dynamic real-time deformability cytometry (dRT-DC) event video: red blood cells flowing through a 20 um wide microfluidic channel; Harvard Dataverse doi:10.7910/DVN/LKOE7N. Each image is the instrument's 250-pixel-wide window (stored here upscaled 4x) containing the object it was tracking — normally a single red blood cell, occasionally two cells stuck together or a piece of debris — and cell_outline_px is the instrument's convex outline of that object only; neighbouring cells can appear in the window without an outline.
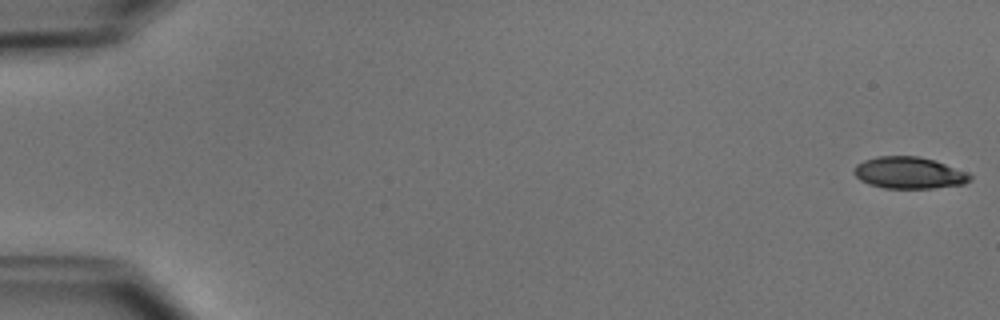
{"species": "common noctule bat (a hibernating species)", "species_latin": "Nyctalus noctula", "temperature_condition": "cold", "stored_images_in_passage": 52, "camera_frame_rate_fps": 3000, "um_per_image_px": 0.085, "animal": {"sex": "male", "body_mass_g": 15.6}, "frame": {"image": 1, "passage_image": 1, "time_ms": 0.0, "image_size_px": [1000, 320], "cell_outline_px": [[972, 180], [964, 184], [932, 188], [884, 188], [868, 184], [860, 180], [852, 172], [856, 164], [864, 160], [876, 156], [920, 156], [968, 172], [972, 176]], "centroid_in_image_um": [77.25, 14.69], "position_along_channel_um": 7.8, "area_um2": 21.5}}
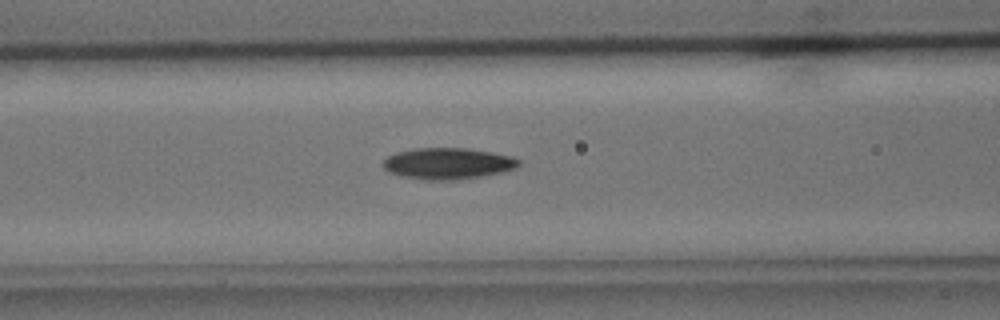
{"frame": {"image": 2, "passage_image": 22, "time_ms": 7.0, "image_size_px": [1000, 320], "cell_outline_px": [[520, 164], [516, 168], [504, 172], [484, 176], [456, 180], [424, 180], [400, 176], [388, 172], [384, 168], [384, 160], [388, 156], [396, 152], [412, 148], [468, 148], [492, 152], [512, 156], [520, 160]], "centroid_in_image_um": [38.08, 13.9], "position_along_channel_um": 128.5, "area_um2": 25.09}}
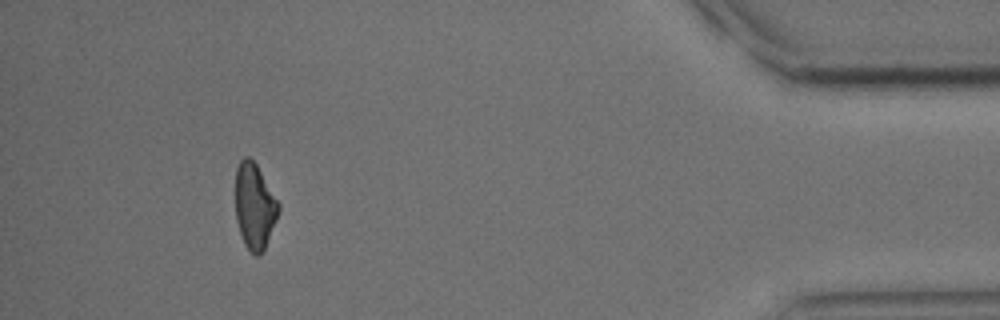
{"frame": {"image": 3, "passage_image": 48, "time_ms": 15.667, "image_size_px": [1000, 320], "cell_outline_px": [[280, 208], [276, 220], [264, 252], [260, 256], [256, 256], [244, 244], [236, 220], [236, 168], [240, 160], [244, 156], [248, 156], [256, 164], [280, 204]], "centroid_in_image_um": [21.64, 17.54], "position_along_channel_um": 413.6, "area_um2": 21.5}, "authors_computed_cell_mechanics": {"area_um2": 22.5709, "velocity_mm_per_s": 3.9322, "shape_relaxation_time_tau1_ms": 3.382, "shape_relaxation_time_tau2_ms": null, "deformation_change_tau1": 0.1207, "deformation_change_tau2": null}}